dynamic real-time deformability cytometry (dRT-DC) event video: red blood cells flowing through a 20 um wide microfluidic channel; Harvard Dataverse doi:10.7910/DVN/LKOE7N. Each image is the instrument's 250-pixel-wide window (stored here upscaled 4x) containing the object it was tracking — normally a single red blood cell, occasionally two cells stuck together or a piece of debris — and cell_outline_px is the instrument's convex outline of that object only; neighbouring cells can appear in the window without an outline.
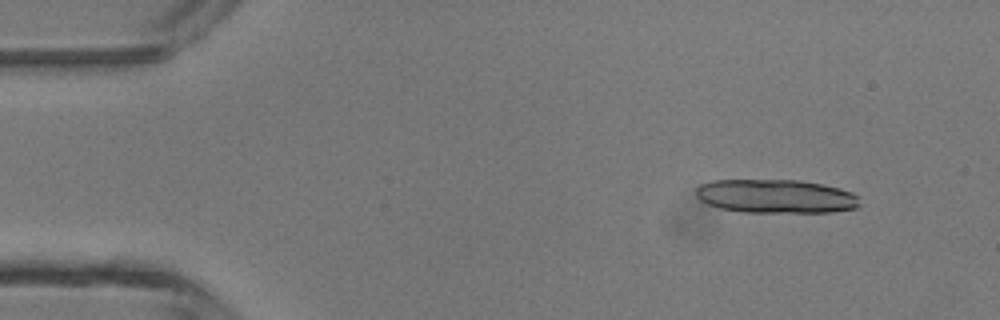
{"species": "common noctule bat (a hibernating species)", "species_latin": "Nyctalus noctula", "temperature_condition": "room temperature", "stored_images_in_passage": 47, "camera_frame_rate_fps": 3000, "um_per_image_px": 0.085, "animal": {"sex": "male", "body_mass_g": 13.3}, "frame": {"image": 1, "passage_image": 5, "time_ms": 1.333, "image_size_px": [1000, 320], "cell_outline_px": [[860, 204], [856, 208], [832, 212], [744, 212], [720, 208], [708, 204], [700, 200], [696, 196], [696, 188], [700, 184], [712, 180], [800, 180], [824, 184], [840, 188], [852, 192], [860, 196]], "centroid_in_image_um": [65.98, 16.68], "position_along_channel_um": 19.0, "area_um2": 32.48}}
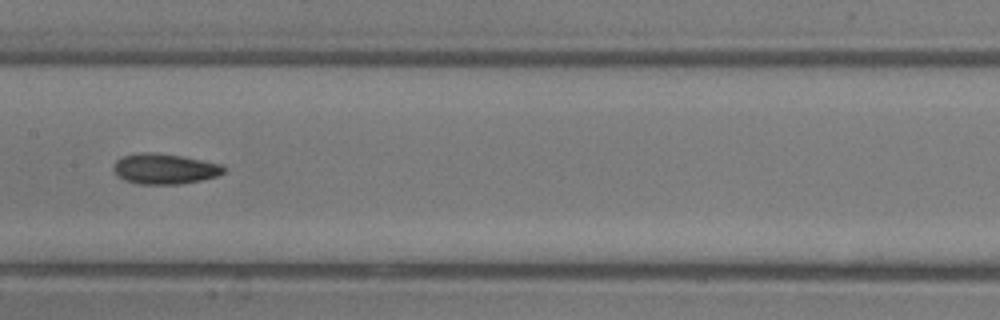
{"frame": {"image": 2, "passage_image": 24, "time_ms": 7.667, "image_size_px": [1000, 320], "cell_outline_px": [[224, 172], [216, 176], [200, 180], [180, 184], [140, 184], [124, 180], [116, 176], [112, 168], [116, 160], [124, 156], [140, 152], [152, 152], [180, 156], [224, 164]], "centroid_in_image_um": [13.96, 14.35], "position_along_channel_um": 193.4, "area_um2": 19.54}}
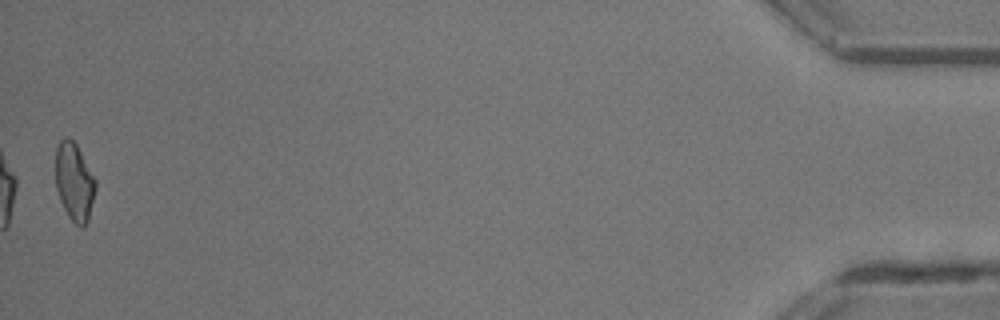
{"frame": {"image": 3, "passage_image": 47, "time_ms": 15.333, "image_size_px": [1000, 320], "cell_outline_px": [[96, 188], [88, 220], [84, 228], [80, 228], [68, 216], [60, 200], [56, 188], [56, 148], [60, 140], [64, 136], [68, 136], [76, 144], [96, 180]], "centroid_in_image_um": [6.32, 15.46], "position_along_channel_um": 428.9, "area_um2": 18.15}, "authors_computed_cell_mechanics": {"area_um2": 19.2474, "velocity_mm_per_s": 4.3867, "shape_relaxation_time_tau1_ms": 7.3576, "shape_relaxation_time_tau2_ms": 3.5918, "deformation_change_tau1": 0.1605, "deformation_change_tau2": 0.1038}}